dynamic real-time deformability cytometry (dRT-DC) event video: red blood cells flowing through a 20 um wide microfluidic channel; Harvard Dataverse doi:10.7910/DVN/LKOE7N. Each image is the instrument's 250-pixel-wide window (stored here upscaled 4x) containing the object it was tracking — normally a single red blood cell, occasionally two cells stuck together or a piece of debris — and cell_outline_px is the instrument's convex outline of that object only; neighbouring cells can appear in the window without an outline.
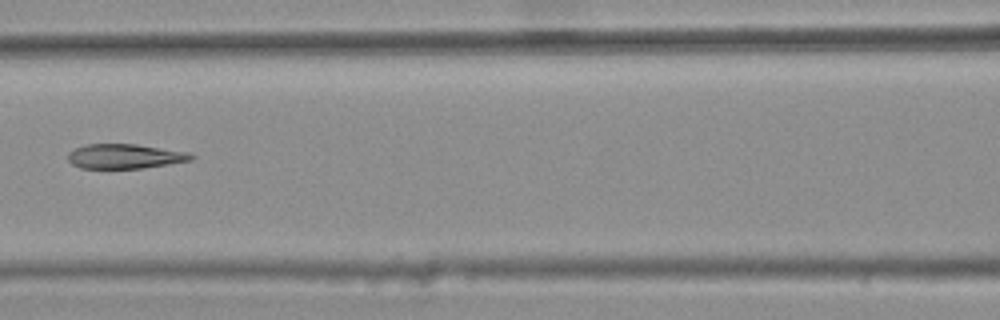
{"species": "common noctule bat (a hibernating species)", "species_latin": "Nyctalus noctula", "temperature_condition": "warm", "stored_images_in_passage": 3, "camera_frame_rate_fps": 3000, "um_per_image_px": 0.085, "animal": {"sex": "female", "body_mass_g": 25.1}, "frame": {"image": 1, "passage_image": 3, "time_ms": 0.667, "image_size_px": [1000, 320], "cell_outline_px": [[196, 156], [192, 160], [144, 168], [80, 168], [72, 164], [68, 160], [68, 152], [76, 148], [88, 144], [136, 144], [188, 152]], "centroid_in_image_um": [10.62, 13.29], "position_along_channel_um": 156.0, "area_um2": 17.63}}